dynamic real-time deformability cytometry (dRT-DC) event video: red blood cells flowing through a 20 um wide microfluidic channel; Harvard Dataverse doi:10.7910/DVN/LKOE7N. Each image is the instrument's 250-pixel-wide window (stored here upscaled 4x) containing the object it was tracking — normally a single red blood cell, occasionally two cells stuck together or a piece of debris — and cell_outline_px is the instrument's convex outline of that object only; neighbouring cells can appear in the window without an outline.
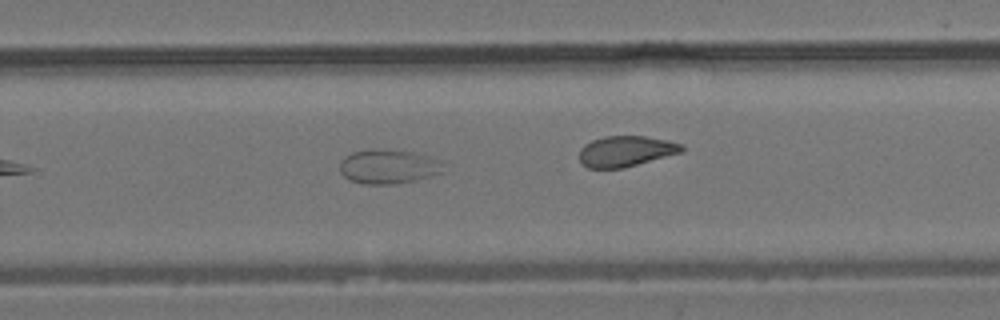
{"species": "common noctule bat (a hibernating species)", "species_latin": "Nyctalus noctula", "temperature_condition": "room temperature", "stored_images_in_passage": 10, "camera_frame_rate_fps": 3000, "um_per_image_px": 0.085, "animal": {"sex": "male", "body_mass_g": 19.2, "forearm_length_mm": 51.8}, "frame": {"image": 1, "passage_image": 9, "time_ms": 10.333, "image_size_px": [1000, 320], "cell_outline_px": [[440, 172], [416, 180], [392, 184], [364, 184], [348, 180], [340, 172], [340, 160], [344, 156], [352, 152], [372, 148], [376, 148], [416, 152], [432, 156], [440, 160]], "centroid_in_image_um": [32.94, 14.14], "position_along_channel_um": 296.9, "area_um2": 20.81}}